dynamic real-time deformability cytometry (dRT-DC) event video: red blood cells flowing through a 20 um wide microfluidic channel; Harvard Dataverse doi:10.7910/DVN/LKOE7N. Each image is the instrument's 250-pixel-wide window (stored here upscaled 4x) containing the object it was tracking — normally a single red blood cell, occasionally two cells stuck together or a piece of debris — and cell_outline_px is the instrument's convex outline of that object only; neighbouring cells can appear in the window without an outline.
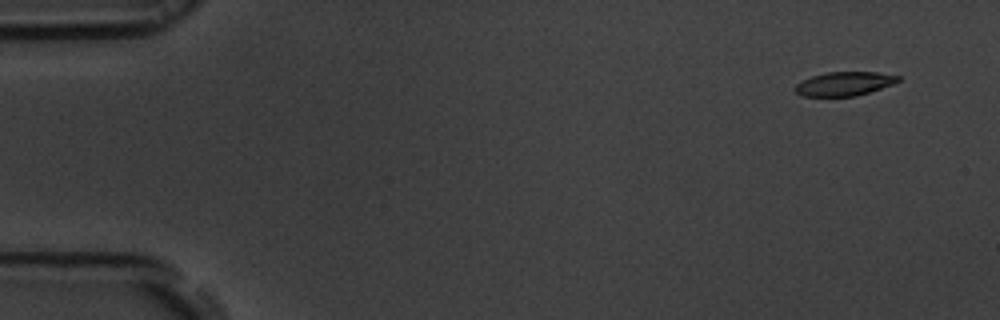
{"species": "common noctule bat (a hibernating species)", "species_latin": "Nyctalus noctula", "temperature_condition": "room temperature", "stored_images_in_passage": 53, "camera_frame_rate_fps": 3000, "um_per_image_px": 0.085, "animal": {"sex": "male", "body_mass_g": 19.5, "forearm_length_mm": 54.6}, "frame": {"image": 1, "passage_image": 1, "time_ms": 0.0, "image_size_px": [1000, 320], "cell_outline_px": [[900, 80], [892, 84], [856, 96], [800, 96], [792, 88], [796, 84], [812, 76], [828, 72], [876, 72], [900, 76]], "centroid_in_image_um": [71.73, 7.12], "position_along_channel_um": 13.3, "area_um2": 14.22}}
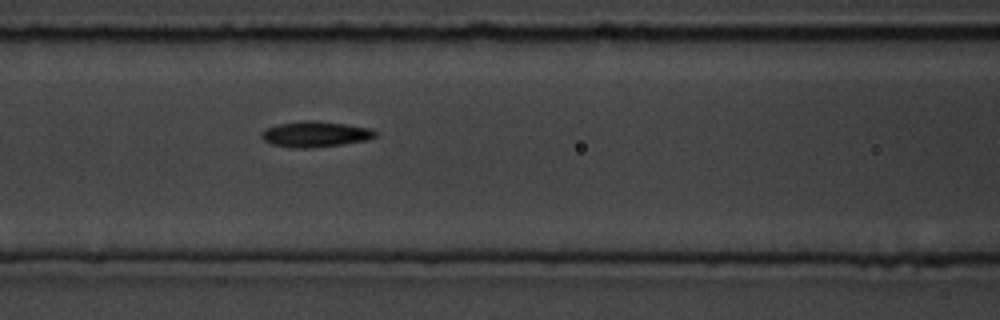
{"frame": {"image": 2, "passage_image": 21, "time_ms": 6.667, "image_size_px": [1000, 320], "cell_outline_px": [[376, 136], [368, 140], [312, 148], [288, 148], [272, 144], [264, 140], [260, 136], [260, 132], [264, 128], [276, 124], [300, 120], [316, 120], [344, 124], [368, 128], [376, 132]], "centroid_in_image_um": [26.71, 11.4], "position_along_channel_um": 139.9, "area_um2": 17.22}}
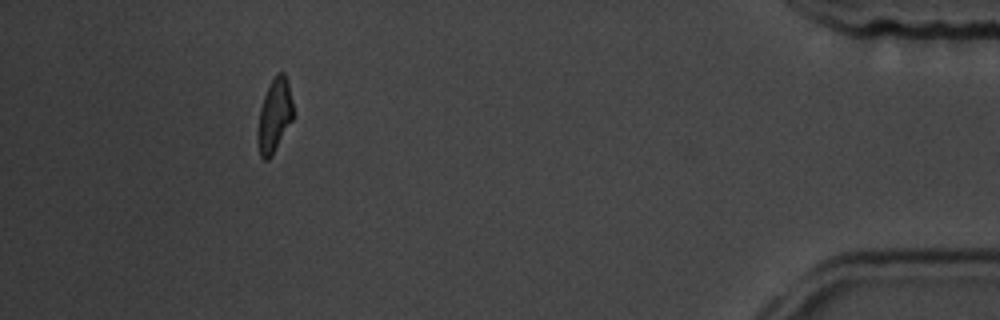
{"frame": {"image": 3, "passage_image": 48, "time_ms": 15.667, "image_size_px": [1000, 320], "cell_outline_px": [[292, 120], [272, 156], [268, 160], [264, 160], [260, 156], [256, 140], [256, 132], [260, 108], [268, 84], [276, 72], [284, 72], [288, 80], [292, 100]], "centroid_in_image_um": [23.3, 9.81], "position_along_channel_um": 411.9, "area_um2": 15.49}, "authors_computed_cell_mechanics": {"area_um2": 16.0684, "velocity_mm_per_s": 3.6953, "shape_relaxation_time_tau1_ms": 2.8634, "shape_relaxation_time_tau2_ms": 5.1852, "deformation_change_tau1": 0.164, "deformation_change_tau2": 0.1446}}